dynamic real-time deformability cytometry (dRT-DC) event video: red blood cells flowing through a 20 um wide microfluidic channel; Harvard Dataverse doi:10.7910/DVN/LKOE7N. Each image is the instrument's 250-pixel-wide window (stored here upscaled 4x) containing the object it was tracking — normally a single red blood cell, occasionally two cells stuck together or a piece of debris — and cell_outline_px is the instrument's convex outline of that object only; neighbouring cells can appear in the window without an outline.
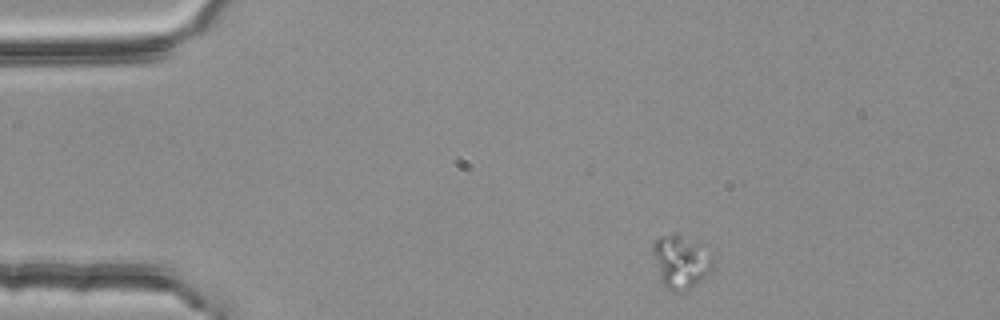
{"species": "common noctule bat (a hibernating species)", "species_latin": "Nyctalus noctula", "temperature_condition": "room temperature", "stored_images_in_passage": 7, "camera_frame_rate_fps": 3000, "um_per_image_px": 0.085, "animal": {"sex": "female", "body_mass_g": 25.1}, "frame": {"image": 1, "passage_image": 1, "time_ms": 0.0, "image_size_px": [1000, 320], "cell_outline_px": [[712, 272], [696, 284], [680, 292], [672, 292], [664, 288], [660, 280], [652, 252], [652, 244], [660, 236], [672, 232], [676, 232], [696, 244], [712, 256]], "centroid_in_image_um": [57.82, 22.27], "position_along_channel_um": 27.2, "area_um2": 18.5}}
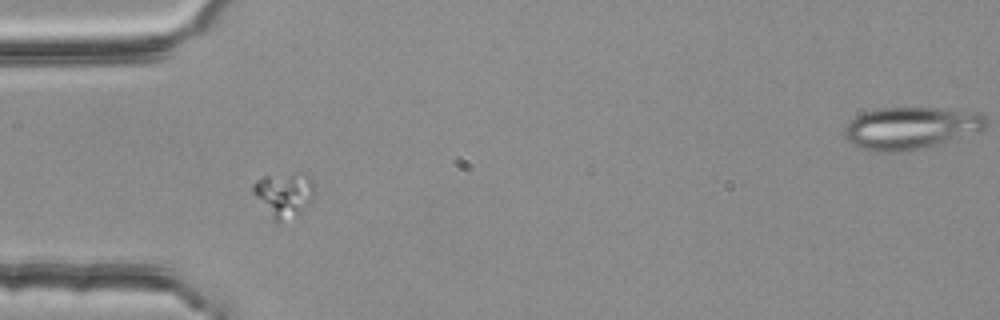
{"frame": {"image": 2, "passage_image": 3, "time_ms": 0.667, "image_size_px": [1000, 320], "cell_outline_px": [[312, 200], [300, 216], [280, 224], [272, 220], [252, 192], [252, 184], [256, 180], [264, 176], [308, 176], [312, 184]], "centroid_in_image_um": [24.09, 16.67], "position_along_channel_um": 60.9, "area_um2": 15.72}}